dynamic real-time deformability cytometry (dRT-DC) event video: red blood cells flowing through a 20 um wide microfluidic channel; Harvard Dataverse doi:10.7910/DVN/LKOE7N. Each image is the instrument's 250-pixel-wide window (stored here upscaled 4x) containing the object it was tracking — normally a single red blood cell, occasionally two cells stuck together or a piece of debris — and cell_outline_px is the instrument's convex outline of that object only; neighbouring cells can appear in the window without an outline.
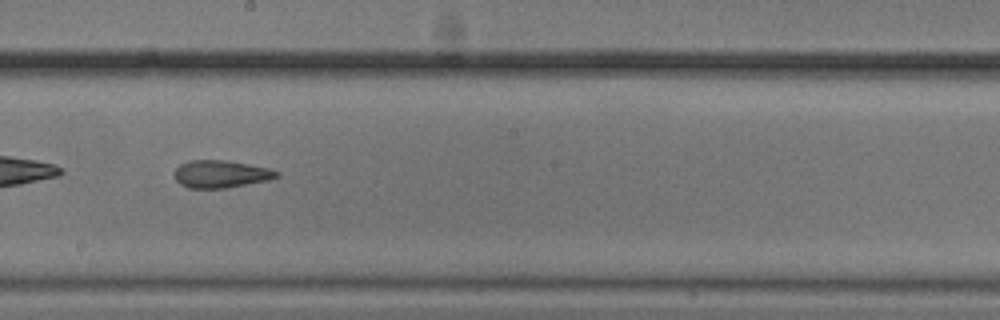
{"species": "common noctule bat (a hibernating species)", "species_latin": "Nyctalus noctula", "temperature_condition": "cold", "stored_images_in_passage": 52, "camera_frame_rate_fps": 3000, "um_per_image_px": 0.085, "animal": {"sex": "male", "body_mass_g": 20.5, "forearm_length_mm": 52.5}, "frame": {"image": 1, "passage_image": 30, "time_ms": 9.667, "image_size_px": [1000, 320], "cell_outline_px": [[280, 176], [268, 180], [224, 188], [188, 188], [180, 184], [176, 180], [176, 168], [180, 164], [192, 160], [224, 160], [248, 164], [268, 168], [280, 172]], "centroid_in_image_um": [18.78, 14.79], "position_along_channel_um": 229.4, "area_um2": 16.18}}
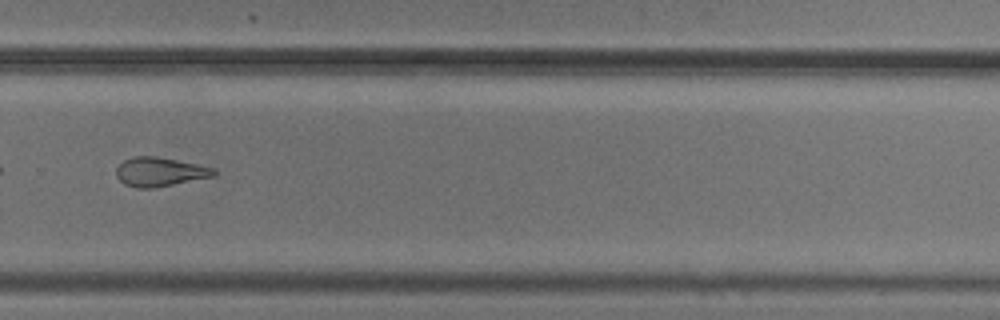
{"frame": {"image": 2, "passage_image": 37, "time_ms": 12.0, "image_size_px": [1000, 320], "cell_outline_px": [[216, 176], [152, 188], [136, 188], [124, 184], [116, 176], [116, 168], [124, 160], [132, 156], [156, 156], [216, 168]], "centroid_in_image_um": [13.58, 14.6], "position_along_channel_um": 316.2, "area_um2": 16.53}, "authors_computed_cell_mechanics": {"area_um2": 18.8139, "velocity_mm_per_s": 3.7425, "shape_relaxation_time_tau1_ms": null, "shape_relaxation_time_tau2_ms": 5.5762, "deformation_change_tau1": null, "deformation_change_tau2": 0.1477}}